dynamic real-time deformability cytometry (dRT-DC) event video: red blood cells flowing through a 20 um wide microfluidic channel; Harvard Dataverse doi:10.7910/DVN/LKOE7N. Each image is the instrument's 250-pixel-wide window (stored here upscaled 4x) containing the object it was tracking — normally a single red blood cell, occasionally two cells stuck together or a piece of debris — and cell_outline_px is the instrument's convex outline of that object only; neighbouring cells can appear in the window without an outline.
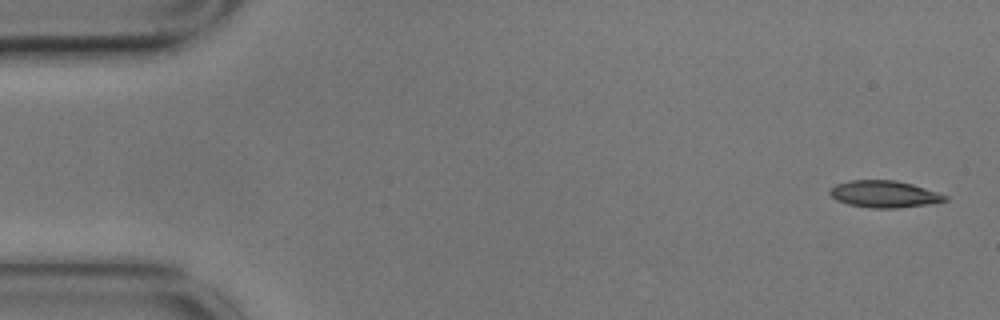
{"species": "common noctule bat (a hibernating species)", "species_latin": "Nyctalus noctula", "temperature_condition": "cold", "stored_images_in_passage": 14, "camera_frame_rate_fps": 3000, "um_per_image_px": 0.085, "animal": {"sex": "male", "body_mass_g": 17.9}, "frame": {"image": 1, "passage_image": 1, "time_ms": 0.0, "image_size_px": [1000, 320], "cell_outline_px": [[948, 200], [928, 204], [896, 208], [872, 208], [848, 204], [836, 200], [828, 192], [836, 184], [848, 180], [896, 180], [912, 184], [948, 196]], "centroid_in_image_um": [75.14, 16.49], "position_along_channel_um": 9.9, "area_um2": 17.92}}
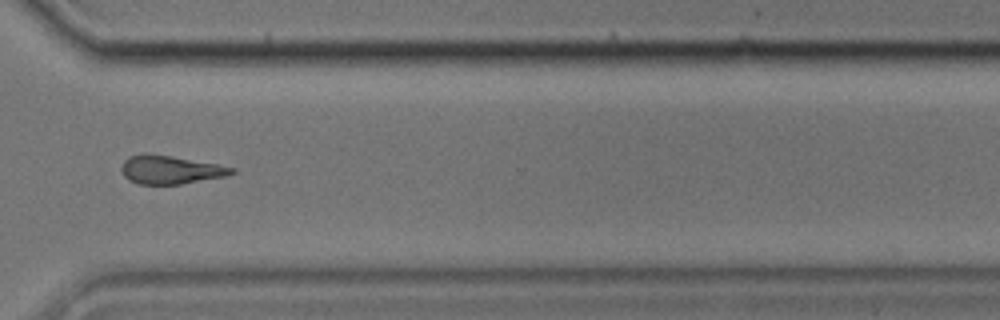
{"frame": {"image": 2, "passage_image": 11, "time_ms": 3.333, "image_size_px": [1000, 320], "cell_outline_px": [[236, 172], [228, 176], [180, 184], [136, 184], [128, 180], [124, 176], [120, 168], [124, 160], [128, 156], [148, 152], [172, 156], [216, 164], [236, 168]], "centroid_in_image_um": [14.46, 14.42], "position_along_channel_um": 356.1, "area_um2": 18.5}}
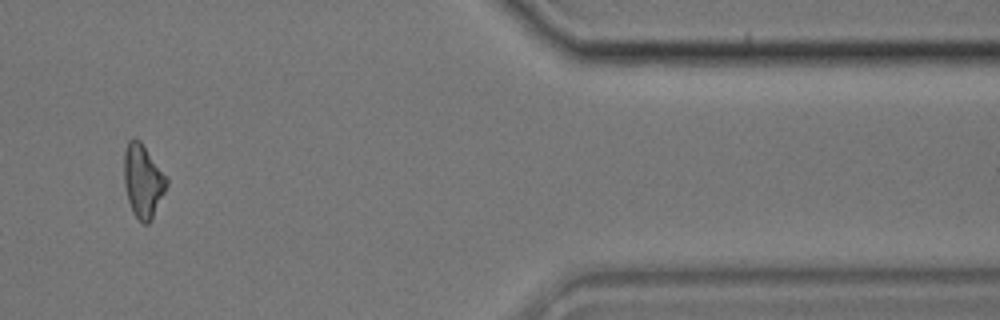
{"frame": {"image": 3, "passage_image": 13, "time_ms": 4.0, "image_size_px": [1000, 320], "cell_outline_px": [[168, 184], [152, 220], [148, 224], [144, 224], [132, 212], [128, 200], [124, 184], [124, 152], [128, 140], [132, 136], [136, 136], [140, 140], [168, 176]], "centroid_in_image_um": [12.16, 15.33], "position_along_channel_um": 399.2, "area_um2": 18.55}}